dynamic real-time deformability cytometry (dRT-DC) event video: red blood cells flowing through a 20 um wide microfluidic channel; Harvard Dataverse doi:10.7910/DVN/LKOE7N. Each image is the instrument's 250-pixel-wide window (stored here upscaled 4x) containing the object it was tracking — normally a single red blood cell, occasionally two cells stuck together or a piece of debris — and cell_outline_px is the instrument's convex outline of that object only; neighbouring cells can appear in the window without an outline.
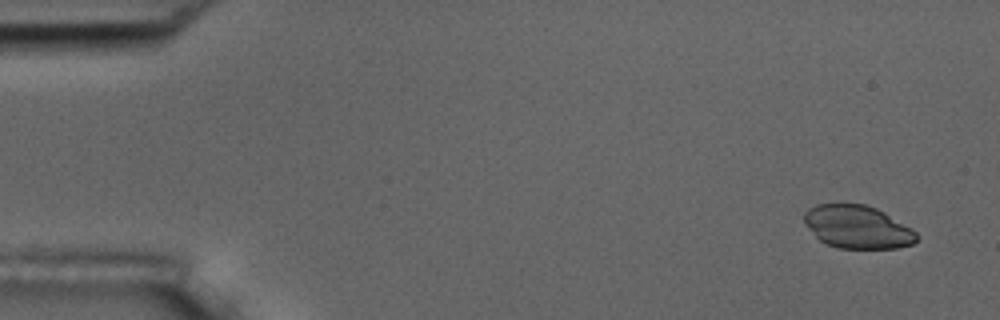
{"species": "common noctule bat (a hibernating species)", "species_latin": "Nyctalus noctula", "temperature_condition": "room temperature", "stored_images_in_passage": 4, "camera_frame_rate_fps": 3000, "um_per_image_px": 0.085, "animal": {"sex": "male", "body_mass_g": 17.5, "forearm_length_mm": 52.3}, "frame": {"image": 1, "passage_image": 1, "time_ms": 0.0, "image_size_px": [1000, 320], "cell_outline_px": [[920, 236], [912, 244], [896, 248], [840, 248], [828, 244], [820, 240], [804, 224], [804, 212], [808, 208], [816, 204], [836, 200], [864, 204], [876, 208], [884, 212], [912, 228]], "centroid_in_image_um": [72.85, 19.23], "position_along_channel_um": 12.2, "area_um2": 28.84}}
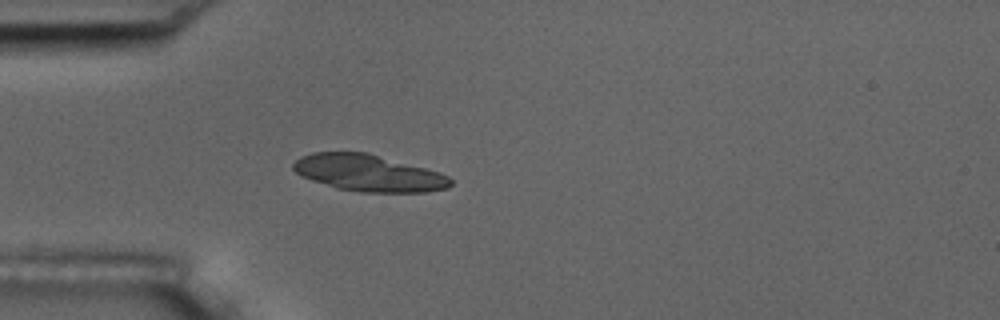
{"frame": {"image": 2, "passage_image": 4, "time_ms": 4.333, "image_size_px": [1000, 320], "cell_outline_px": [[452, 184], [448, 188], [424, 192], [360, 192], [336, 188], [300, 176], [292, 168], [292, 164], [300, 156], [312, 152], [368, 152], [440, 172], [448, 176], [452, 180]], "centroid_in_image_um": [31.31, 14.7], "position_along_channel_um": 53.7, "area_um2": 33.76}}